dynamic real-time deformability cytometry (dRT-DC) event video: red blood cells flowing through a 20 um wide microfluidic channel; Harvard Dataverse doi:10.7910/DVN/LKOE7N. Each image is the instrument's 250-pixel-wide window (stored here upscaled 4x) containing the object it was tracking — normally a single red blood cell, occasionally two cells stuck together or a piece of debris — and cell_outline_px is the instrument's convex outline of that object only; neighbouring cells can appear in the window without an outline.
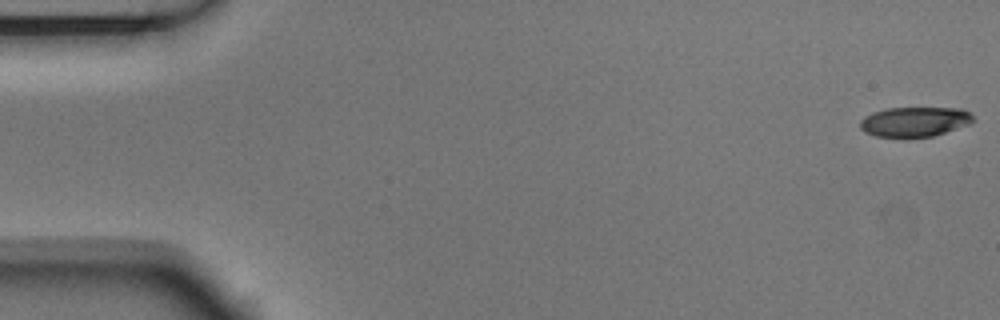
{"species": "Egyptian fruit bat (a non-hibernating species)", "species_latin": "Rousettus aegyptiacus", "temperature_condition": "room temperature", "stored_images_in_passage": 6, "camera_frame_rate_fps": 3000, "um_per_image_px": 0.085, "animal": {"sex": "male"}, "frame": {"image": 1, "passage_image": 1, "time_ms": 0.0, "image_size_px": [1000, 320], "cell_outline_px": [[976, 120], [968, 124], [932, 136], [908, 140], [904, 140], [876, 136], [864, 132], [860, 128], [860, 120], [864, 116], [872, 112], [884, 108], [960, 108], [968, 112]], "centroid_in_image_um": [77.67, 10.38], "position_along_channel_um": 7.3, "area_um2": 20.23}}
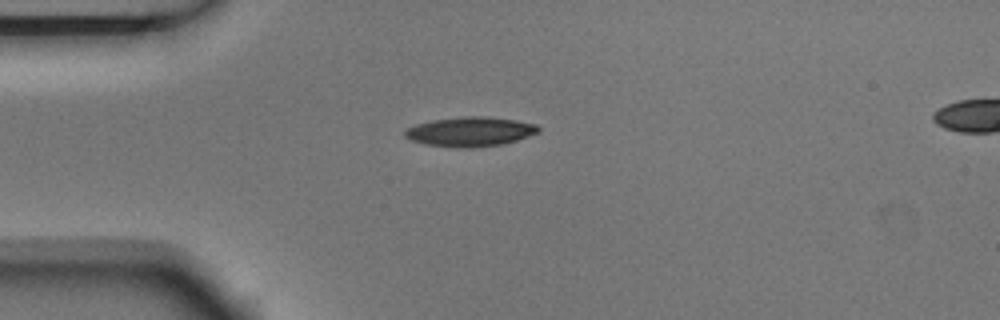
{"frame": {"image": 2, "passage_image": 4, "time_ms": 1.0, "image_size_px": [1000, 320], "cell_outline_px": [[540, 132], [504, 144], [472, 148], [456, 148], [424, 144], [412, 140], [404, 136], [404, 132], [408, 128], [416, 124], [432, 120], [464, 116], [488, 116], [516, 120], [536, 124], [540, 128]], "centroid_in_image_um": [39.98, 11.19], "position_along_channel_um": 45.0, "area_um2": 23.12}}
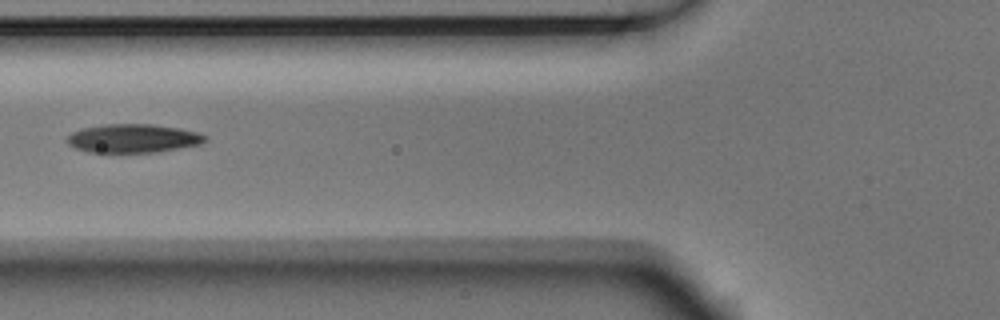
{"frame": {"image": 3, "passage_image": 6, "time_ms": 1.667, "image_size_px": [1000, 320], "cell_outline_px": [[208, 140], [200, 144], [156, 152], [88, 152], [76, 148], [68, 144], [68, 136], [72, 132], [80, 128], [104, 124], [152, 124], [180, 128], [196, 132], [208, 136]], "centroid_in_image_um": [11.32, 11.75], "position_along_channel_um": 114.5, "area_um2": 23.0}}